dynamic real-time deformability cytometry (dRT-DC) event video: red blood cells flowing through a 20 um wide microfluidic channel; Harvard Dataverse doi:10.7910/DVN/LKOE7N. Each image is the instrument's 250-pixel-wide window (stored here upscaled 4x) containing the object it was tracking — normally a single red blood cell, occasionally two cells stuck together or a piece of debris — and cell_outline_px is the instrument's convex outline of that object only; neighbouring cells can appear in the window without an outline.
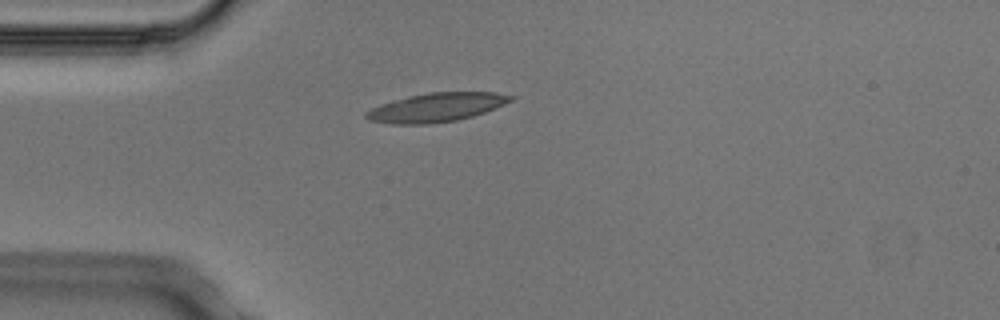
{"species": "Egyptian fruit bat (a non-hibernating species)", "species_latin": "Rousettus aegyptiacus", "temperature_condition": "cold", "stored_images_in_passage": 1, "camera_frame_rate_fps": 3000, "um_per_image_px": 0.085, "animal": {"sex": "male"}, "frame": {"image": 1, "passage_image": 1, "time_ms": 0.0, "image_size_px": [1000, 320], "cell_outline_px": [[516, 100], [484, 112], [472, 116], [456, 120], [428, 124], [392, 124], [368, 120], [364, 116], [364, 112], [380, 104], [392, 100], [408, 96], [428, 92], [496, 92], [516, 96]], "centroid_in_image_um": [37.1, 9.12], "position_along_channel_um": 47.9, "area_um2": 24.51}}